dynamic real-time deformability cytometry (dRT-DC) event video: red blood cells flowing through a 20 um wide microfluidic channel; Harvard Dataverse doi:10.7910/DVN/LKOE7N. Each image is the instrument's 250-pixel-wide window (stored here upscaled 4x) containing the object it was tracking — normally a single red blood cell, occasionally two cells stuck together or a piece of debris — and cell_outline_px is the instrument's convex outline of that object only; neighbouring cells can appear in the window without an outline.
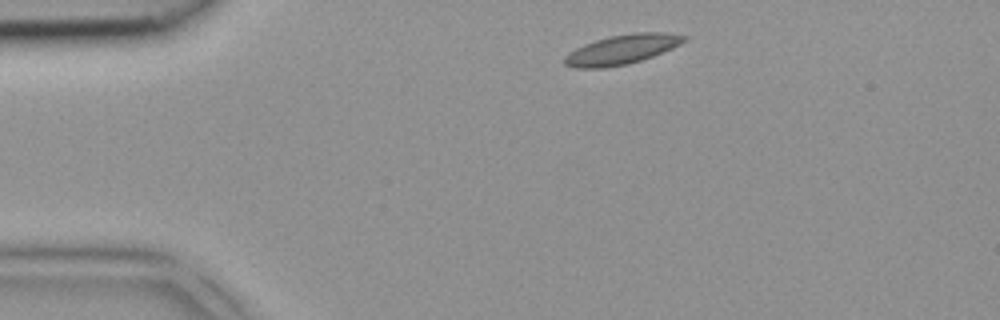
{"species": "common noctule bat (a hibernating species)", "species_latin": "Nyctalus noctula", "temperature_condition": "room temperature", "stored_images_in_passage": 2, "camera_frame_rate_fps": 3000, "um_per_image_px": 0.085, "animal": {"sex": "female", "body_mass_g": 18.4}, "frame": {"image": 1, "passage_image": 1, "time_ms": 0.0, "image_size_px": [1000, 320], "cell_outline_px": [[688, 40], [672, 48], [652, 56], [628, 64], [604, 68], [572, 68], [564, 64], [560, 60], [564, 56], [576, 48], [584, 44], [596, 40], [612, 36], [632, 32], [668, 32], [688, 36]], "centroid_in_image_um": [52.85, 4.21], "position_along_channel_um": 32.2, "area_um2": 20.75}}